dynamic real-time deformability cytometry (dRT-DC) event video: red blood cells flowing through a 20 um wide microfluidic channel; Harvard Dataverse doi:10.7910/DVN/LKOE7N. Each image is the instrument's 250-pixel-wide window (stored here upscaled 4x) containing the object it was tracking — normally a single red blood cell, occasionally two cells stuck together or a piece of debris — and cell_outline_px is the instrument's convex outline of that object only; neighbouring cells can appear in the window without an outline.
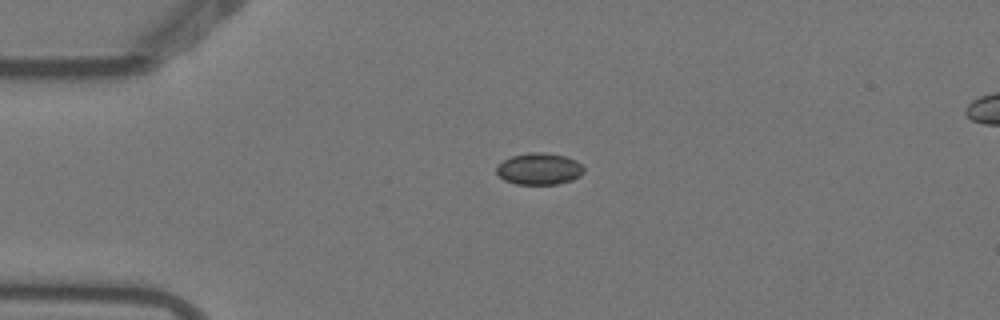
{"species": "Egyptian fruit bat (a non-hibernating species)", "species_latin": "Rousettus aegyptiacus", "temperature_condition": "warm", "stored_images_in_passage": 1, "camera_frame_rate_fps": 3000, "um_per_image_px": 0.085, "animal": {"sex": "female"}, "frame": {"image": 1, "passage_image": 1, "time_ms": 0.0, "image_size_px": [1000, 320], "cell_outline_px": [[584, 172], [580, 176], [572, 180], [556, 184], [516, 184], [504, 180], [496, 172], [496, 164], [512, 156], [528, 152], [548, 152], [568, 156], [576, 160], [584, 168]], "centroid_in_image_um": [45.84, 14.34], "position_along_channel_um": 39.2, "area_um2": 16.36}}